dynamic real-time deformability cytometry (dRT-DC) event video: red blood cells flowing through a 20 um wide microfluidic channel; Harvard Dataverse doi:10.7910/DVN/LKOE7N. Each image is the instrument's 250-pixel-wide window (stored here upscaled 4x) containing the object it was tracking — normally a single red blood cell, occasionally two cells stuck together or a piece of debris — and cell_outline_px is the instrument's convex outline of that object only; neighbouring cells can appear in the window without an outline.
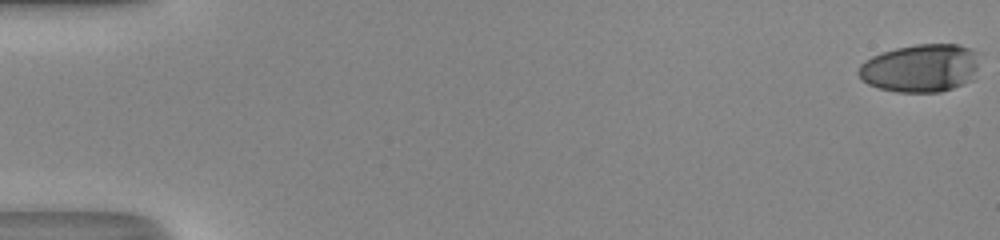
{"species": "human", "species_latin": "Homo sapiens", "temperature_condition": "room temperature", "stored_images_in_passage": 52, "camera_frame_rate_fps": 3000, "um_per_image_px": 0.085, "donor": {"sex": "male"}, "frame": {"image": 1, "passage_image": 1, "time_ms": 0.0, "image_size_px": [1000, 240], "cell_outline_px": [[980, 52], [976, 68], [972, 80], [952, 88], [940, 92], [896, 92], [880, 88], [868, 84], [856, 72], [860, 64], [864, 60], [872, 56], [896, 48], [916, 44], [956, 44]], "centroid_in_image_um": [78.24, 5.78], "position_along_channel_um": 6.8, "area_um2": 33.87}}
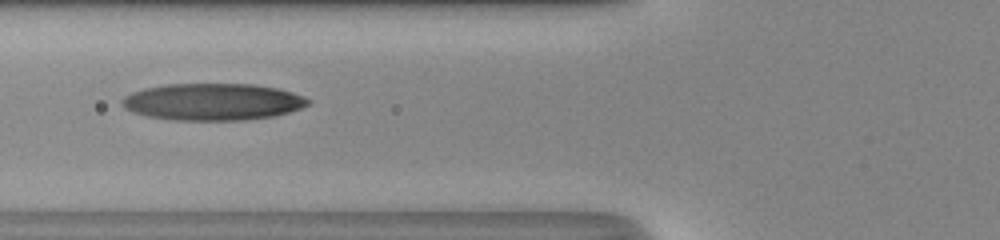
{"frame": {"image": 2, "passage_image": 22, "time_ms": 7.0, "image_size_px": [1000, 240], "cell_outline_px": [[312, 100], [308, 104], [300, 108], [288, 112], [272, 116], [244, 120], [172, 120], [148, 116], [132, 112], [124, 108], [120, 104], [120, 100], [124, 96], [132, 92], [144, 88], [164, 84], [252, 84], [276, 88], [292, 92], [304, 96]], "centroid_in_image_um": [18.04, 8.65], "position_along_channel_um": 107.8, "area_um2": 40.11}}
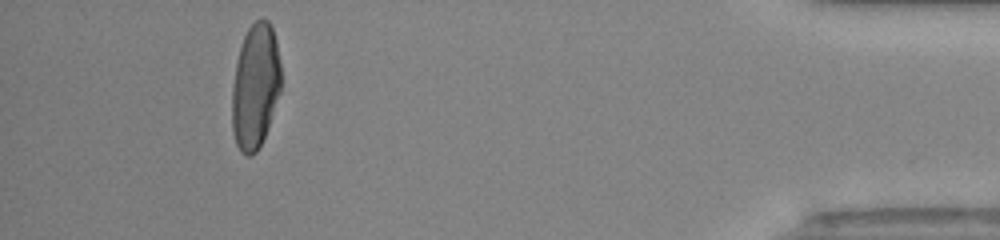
{"frame": {"image": 3, "passage_image": 48, "time_ms": 15.667, "image_size_px": [1000, 240], "cell_outline_px": [[280, 92], [268, 128], [256, 152], [252, 156], [244, 156], [240, 152], [236, 144], [232, 132], [232, 88], [236, 64], [240, 44], [248, 28], [256, 20], [268, 20], [272, 28], [276, 40], [280, 60]], "centroid_in_image_um": [21.69, 7.37], "position_along_channel_um": 413.5, "area_um2": 35.78}, "authors_computed_cell_mechanics": {"area_um2": 37.4833, "velocity_mm_per_s": 4.2343, "shape_relaxation_time_tau1_ms": 8.1336, "shape_relaxation_time_tau2_ms": 1.5839, "deformation_change_tau1": 0.3116, "deformation_change_tau2": 0.09}}